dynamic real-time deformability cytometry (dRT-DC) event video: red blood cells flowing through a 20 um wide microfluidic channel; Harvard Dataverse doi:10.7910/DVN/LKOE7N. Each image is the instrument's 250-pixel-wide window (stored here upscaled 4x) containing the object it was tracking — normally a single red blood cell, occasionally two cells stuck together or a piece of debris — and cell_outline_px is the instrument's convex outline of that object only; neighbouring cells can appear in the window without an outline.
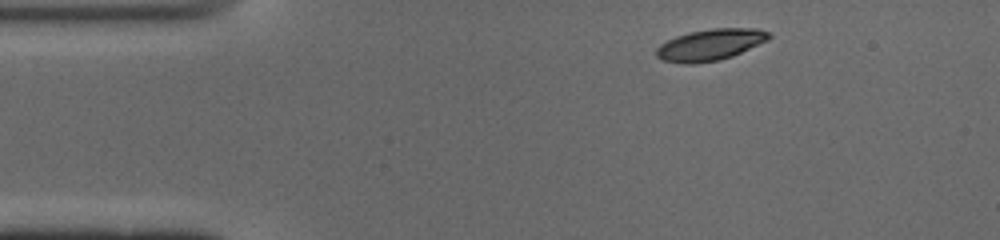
{"species": "common noctule bat (a hibernating species)", "species_latin": "Nyctalus noctula", "temperature_condition": "cold", "stored_images_in_passage": 44, "camera_frame_rate_fps": 3000, "um_per_image_px": 0.085, "animal": {"sex": "male", "body_mass_g": 19.0, "forearm_length_mm": 50.8}, "frame": {"image": 1, "passage_image": 1, "time_ms": 0.0, "image_size_px": [1000, 240], "cell_outline_px": [[772, 36], [732, 56], [716, 60], [692, 64], [688, 64], [664, 60], [656, 56], [656, 48], [660, 44], [676, 36], [688, 32], [712, 28], [756, 28], [768, 32]], "centroid_in_image_um": [60.31, 3.79], "position_along_channel_um": 24.7, "area_um2": 20.11}}
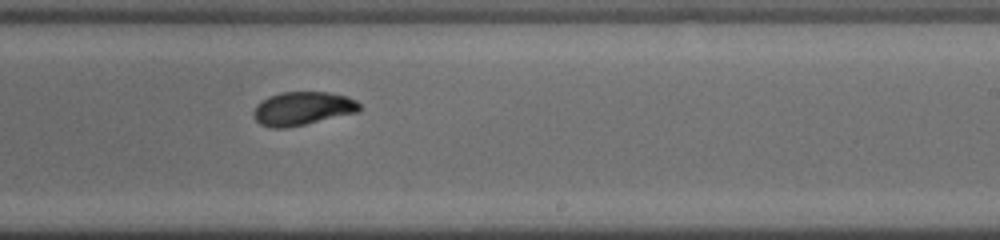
{"frame": {"image": 2, "passage_image": 24, "time_ms": 7.667, "image_size_px": [1000, 240], "cell_outline_px": [[360, 112], [304, 124], [284, 128], [272, 128], [260, 124], [252, 116], [252, 112], [256, 104], [260, 100], [268, 96], [280, 92], [328, 92], [348, 96], [356, 100], [360, 104]], "centroid_in_image_um": [25.7, 9.21], "position_along_channel_um": 263.3, "area_um2": 20.92}}
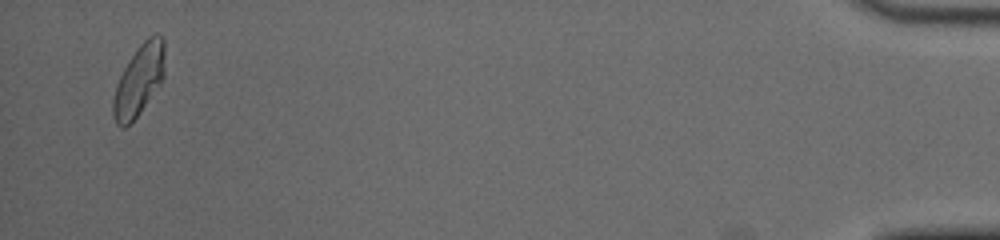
{"frame": {"image": 3, "passage_image": 43, "time_ms": 14.0, "image_size_px": [1000, 240], "cell_outline_px": [[164, 76], [160, 84], [140, 112], [124, 128], [120, 128], [116, 124], [112, 116], [112, 100], [116, 84], [128, 60], [136, 48], [148, 36], [156, 32], [164, 40]], "centroid_in_image_um": [11.79, 6.81], "position_along_channel_um": 423.4, "area_um2": 21.44}, "authors_computed_cell_mechanics": {"area_um2": 20.6635, "velocity_mm_per_s": 3.9046, "shape_relaxation_time_tau1_ms": 4.4423, "shape_relaxation_time_tau2_ms": 2.5354, "deformation_change_tau1": 0.1524, "deformation_change_tau2": 0.0357}}